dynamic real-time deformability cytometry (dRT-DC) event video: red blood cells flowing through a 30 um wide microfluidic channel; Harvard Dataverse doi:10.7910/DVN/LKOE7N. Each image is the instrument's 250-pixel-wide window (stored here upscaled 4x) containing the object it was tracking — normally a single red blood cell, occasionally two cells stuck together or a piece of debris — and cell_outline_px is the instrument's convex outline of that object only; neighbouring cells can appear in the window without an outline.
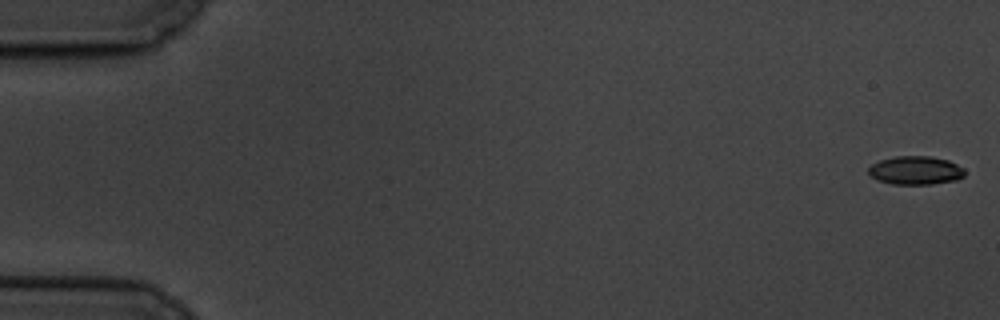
{"species": "common noctule bat (a hibernating species)", "species_latin": "Nyctalus noctula", "temperature_condition": "cold", "stored_images_in_passage": 7, "camera_frame_rate_fps": 3000, "um_per_image_px": 0.085, "animal": {"sex": "male", "body_mass_g": 19.5, "forearm_length_mm": 54.6}, "frame": {"image": 1, "passage_image": 1, "time_ms": 0.0, "image_size_px": [1000, 320], "cell_outline_px": [[964, 176], [956, 180], [932, 184], [892, 184], [880, 180], [872, 176], [868, 172], [868, 168], [872, 164], [880, 160], [896, 156], [932, 156], [948, 160], [964, 168]], "centroid_in_image_um": [77.84, 14.47], "position_along_channel_um": 7.2, "area_um2": 15.9}}
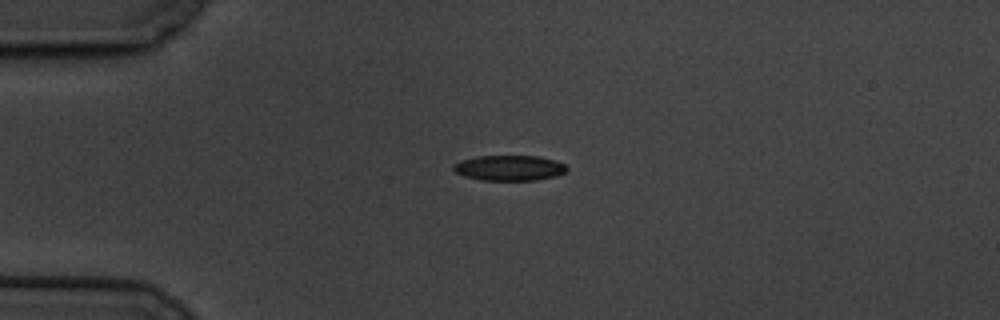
{"frame": {"image": 2, "passage_image": 5, "time_ms": 4.667, "image_size_px": [1000, 320], "cell_outline_px": [[568, 168], [564, 172], [556, 176], [536, 180], [484, 180], [464, 176], [456, 172], [452, 168], [452, 164], [460, 160], [476, 156], [536, 156], [556, 160], [564, 164]], "centroid_in_image_um": [43.27, 14.27], "position_along_channel_um": 41.7, "area_um2": 16.76}}
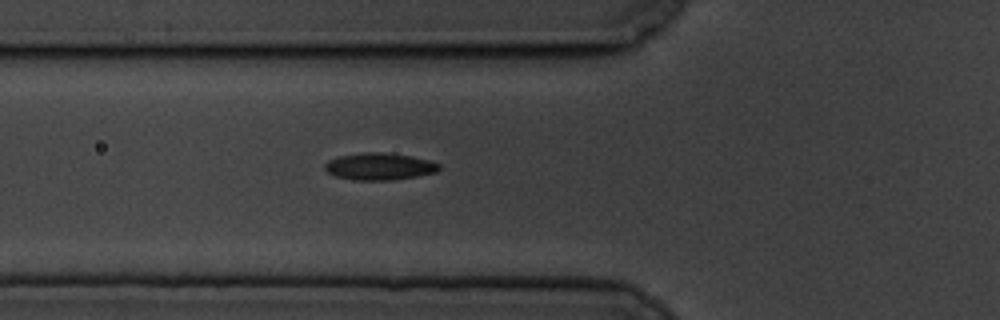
{"frame": {"image": 3, "passage_image": 7, "time_ms": 7.0, "image_size_px": [1000, 320], "cell_outline_px": [[440, 168], [436, 172], [416, 176], [392, 180], [352, 180], [336, 176], [328, 172], [324, 168], [324, 164], [328, 160], [340, 156], [364, 152], [380, 152], [412, 156], [428, 160], [440, 164]], "centroid_in_image_um": [32.24, 14.15], "position_along_channel_um": 93.6, "area_um2": 17.92}}